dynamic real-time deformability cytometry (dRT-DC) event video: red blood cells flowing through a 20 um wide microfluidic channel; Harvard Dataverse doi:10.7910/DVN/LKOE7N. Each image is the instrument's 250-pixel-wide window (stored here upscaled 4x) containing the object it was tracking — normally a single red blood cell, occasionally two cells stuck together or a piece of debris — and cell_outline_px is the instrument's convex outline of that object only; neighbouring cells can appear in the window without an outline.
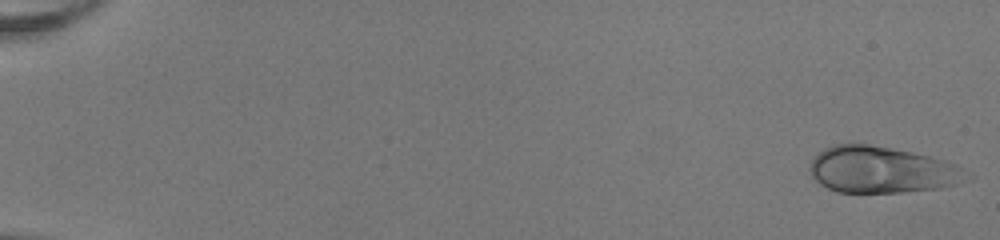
{"species": "human", "species_latin": "Homo sapiens", "temperature_condition": "room temperature", "stored_images_in_passage": 51, "camera_frame_rate_fps": 3000, "um_per_image_px": 0.085, "donor": {"sex": "female"}, "frame": {"image": 1, "passage_image": 1, "time_ms": 0.0, "image_size_px": [1000, 240], "cell_outline_px": [[972, 176], [968, 180], [956, 184], [940, 188], [900, 192], [836, 192], [820, 184], [812, 176], [808, 168], [816, 152], [824, 148], [848, 140], [892, 148], [912, 152], [944, 160], [956, 164]], "centroid_in_image_um": [74.9, 14.4], "position_along_channel_um": 10.1, "area_um2": 43.12}}
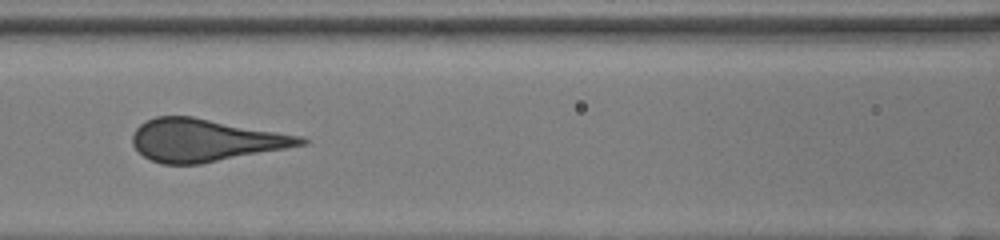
{"frame": {"image": 2, "passage_image": 25, "time_ms": 8.0, "image_size_px": [1000, 240], "cell_outline_px": [[312, 140], [308, 144], [200, 164], [160, 164], [144, 156], [132, 144], [132, 132], [140, 124], [156, 116], [192, 116], [304, 136]], "centroid_in_image_um": [17.48, 11.91], "position_along_channel_um": 149.1, "area_um2": 41.79}}
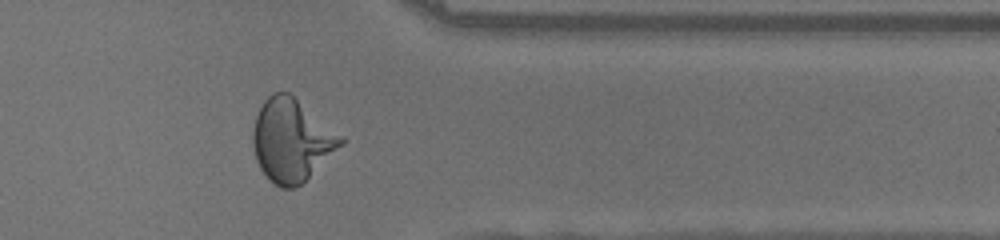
{"frame": {"image": 3, "passage_image": 43, "time_ms": 14.0, "image_size_px": [1000, 240], "cell_outline_px": [[344, 144], [296, 188], [280, 188], [260, 168], [256, 160], [252, 140], [252, 132], [256, 116], [264, 100], [272, 92], [288, 92], [344, 136]], "centroid_in_image_um": [24.79, 11.91], "position_along_channel_um": 386.6, "area_um2": 41.96}}